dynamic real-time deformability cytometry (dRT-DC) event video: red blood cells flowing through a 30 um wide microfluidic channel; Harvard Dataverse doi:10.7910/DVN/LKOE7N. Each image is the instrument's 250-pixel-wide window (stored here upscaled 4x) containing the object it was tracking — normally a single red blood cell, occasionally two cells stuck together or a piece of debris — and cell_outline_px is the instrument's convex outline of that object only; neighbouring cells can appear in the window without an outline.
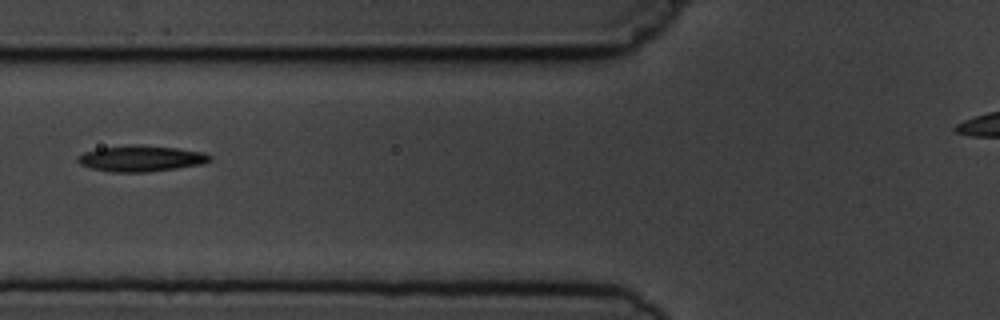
{"species": "common noctule bat (a hibernating species)", "species_latin": "Nyctalus noctula", "temperature_condition": "cold", "stored_images_in_passage": 5, "camera_frame_rate_fps": 3000, "um_per_image_px": 0.085, "animal": {"sex": "male", "body_mass_g": 19.5, "forearm_length_mm": 54.6}, "frame": {"image": 1, "passage_image": 5, "time_ms": 4.333, "image_size_px": [1000, 320], "cell_outline_px": [[212, 160], [200, 164], [176, 168], [148, 172], [112, 172], [92, 168], [80, 164], [76, 160], [76, 156], [84, 152], [100, 148], [128, 144], [140, 144], [176, 148], [204, 152], [212, 156]], "centroid_in_image_um": [11.96, 13.46], "position_along_channel_um": 113.8, "area_um2": 20.11}}